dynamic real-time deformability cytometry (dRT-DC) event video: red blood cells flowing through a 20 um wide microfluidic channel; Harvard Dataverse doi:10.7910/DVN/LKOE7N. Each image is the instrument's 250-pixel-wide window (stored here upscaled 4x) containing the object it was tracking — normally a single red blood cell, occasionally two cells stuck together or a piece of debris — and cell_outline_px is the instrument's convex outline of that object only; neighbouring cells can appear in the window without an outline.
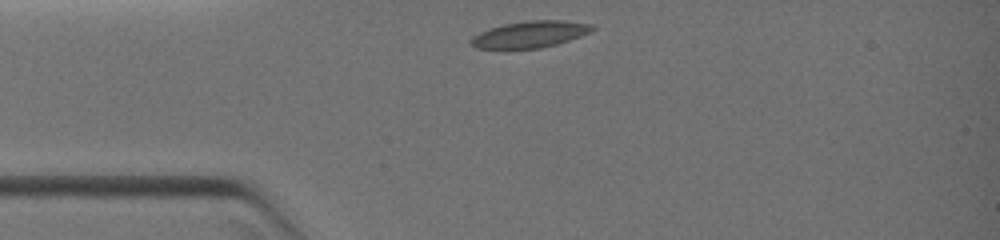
{"species": "common noctule bat (a hibernating species)", "species_latin": "Nyctalus noctula", "temperature_condition": "warm", "stored_images_in_passage": 8, "camera_frame_rate_fps": 3000, "um_per_image_px": 0.085, "animal": {"sex": "female", "body_mass_g": 19.0, "forearm_length_mm": 51.5}, "frame": {"image": 1, "passage_image": 1, "time_ms": 0.0, "image_size_px": [1000, 240], "cell_outline_px": [[596, 28], [592, 32], [556, 44], [540, 48], [476, 48], [472, 44], [472, 36], [488, 28], [504, 24], [528, 20], [564, 20], [592, 24]], "centroid_in_image_um": [45.1, 2.9], "position_along_channel_um": 39.9, "area_um2": 18.67}}
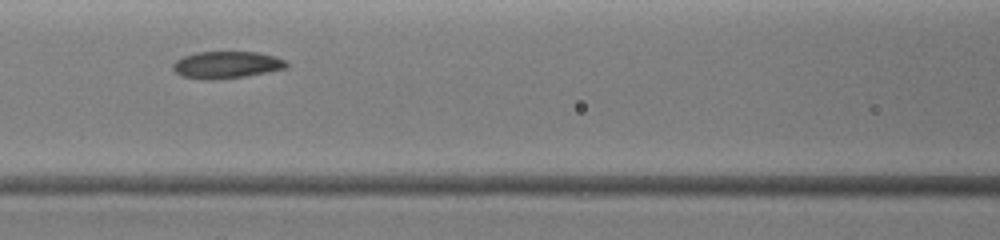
{"frame": {"image": 2, "passage_image": 6, "time_ms": 2.667, "image_size_px": [1000, 240], "cell_outline_px": [[288, 68], [244, 76], [212, 80], [200, 80], [184, 76], [176, 72], [172, 68], [172, 64], [176, 60], [184, 56], [196, 52], [256, 52], [272, 56], [284, 60], [288, 64]], "centroid_in_image_um": [19.22, 5.51], "position_along_channel_um": 147.4, "area_um2": 17.74}}
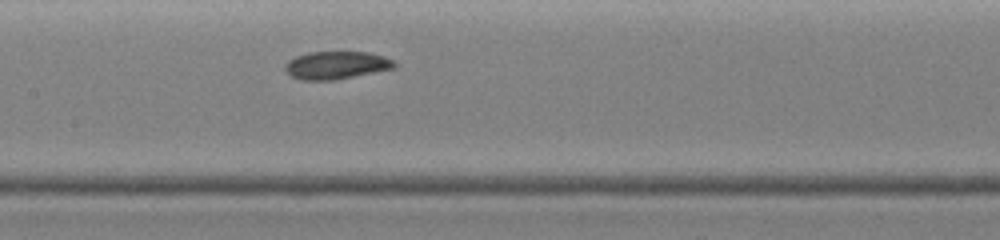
{"frame": {"image": 3, "passage_image": 8, "time_ms": 3.333, "image_size_px": [1000, 240], "cell_outline_px": [[396, 68], [332, 80], [300, 80], [292, 76], [284, 68], [284, 64], [288, 60], [296, 56], [308, 52], [368, 52], [384, 56], [392, 60], [396, 64]], "centroid_in_image_um": [28.57, 5.53], "position_along_channel_um": 178.8, "area_um2": 17.63}}